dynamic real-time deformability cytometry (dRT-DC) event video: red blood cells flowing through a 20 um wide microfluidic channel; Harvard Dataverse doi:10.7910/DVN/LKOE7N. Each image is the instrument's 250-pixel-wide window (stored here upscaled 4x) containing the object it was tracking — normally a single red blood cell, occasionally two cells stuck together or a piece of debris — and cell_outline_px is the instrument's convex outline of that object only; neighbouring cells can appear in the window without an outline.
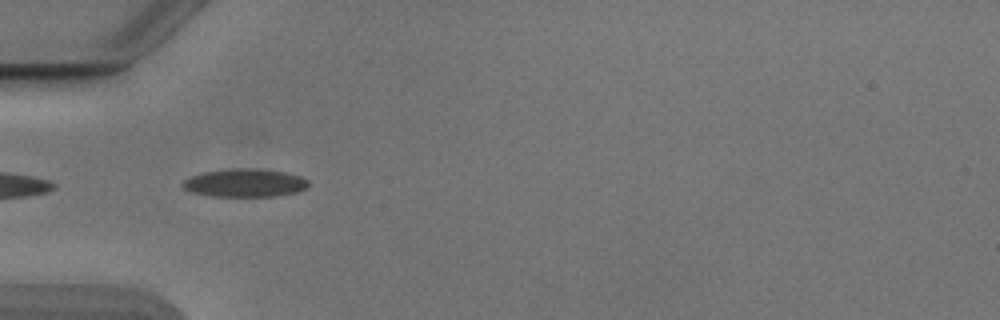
{"species": "Egyptian fruit bat (a non-hibernating species)", "species_latin": "Rousettus aegyptiacus", "temperature_condition": "cold", "stored_images_in_passage": 37, "camera_frame_rate_fps": 3000, "um_per_image_px": 0.085, "animal": {"sex": "male"}, "frame": {"image": 1, "passage_image": 2, "time_ms": 0.333, "image_size_px": [1000, 320], "cell_outline_px": [[308, 188], [296, 192], [276, 196], [212, 196], [192, 192], [184, 188], [180, 184], [184, 180], [192, 176], [204, 172], [236, 168], [256, 168], [284, 172], [300, 176], [308, 180]], "centroid_in_image_um": [20.83, 15.54], "position_along_channel_um": 64.2, "area_um2": 20.52}}
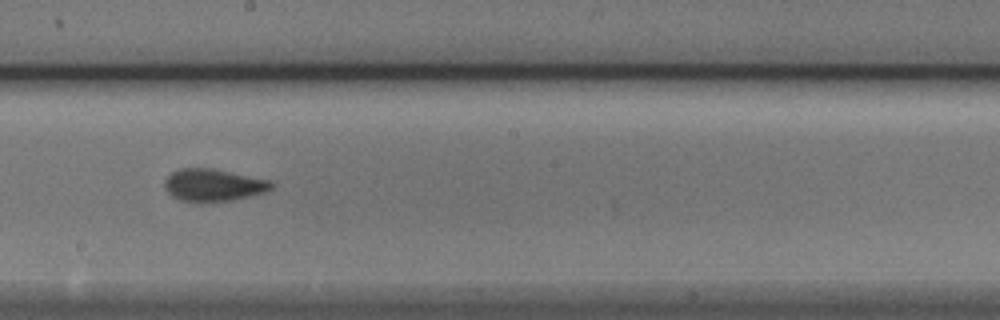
{"frame": {"image": 2, "passage_image": 15, "time_ms": 4.667, "image_size_px": [1000, 320], "cell_outline_px": [[276, 184], [268, 192], [236, 200], [180, 200], [172, 196], [164, 188], [164, 180], [172, 172], [180, 168], [212, 168], [272, 180]], "centroid_in_image_um": [18.21, 15.71], "position_along_channel_um": 230.0, "area_um2": 20.11}}
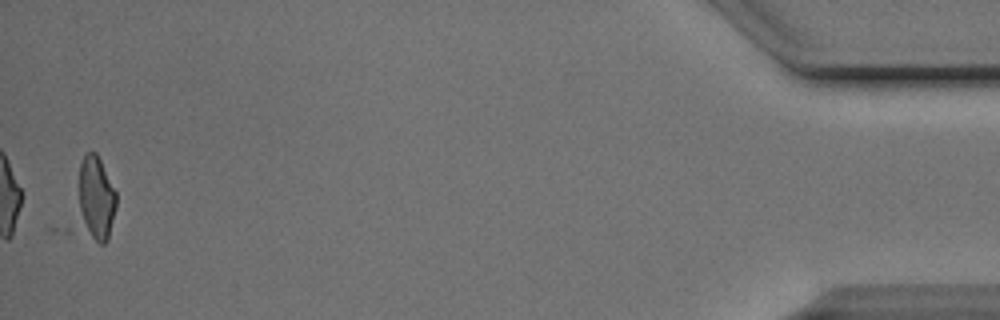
{"frame": {"image": 3, "passage_image": 37, "time_ms": 12.0, "image_size_px": [1000, 320], "cell_outline_px": [[116, 208], [108, 240], [104, 244], [100, 244], [64, 232], [80, 164], [84, 156], [88, 152], [96, 152], [116, 192]], "centroid_in_image_um": [7.82, 17.19], "position_along_channel_um": 427.4, "area_um2": 23.29}, "authors_computed_cell_mechanics": {"area_um2": 19.652, "velocity_mm_per_s": 3.8771, "shape_relaxation_time_tau1_ms": 4.9176, "shape_relaxation_time_tau2_ms": 1.0228, "deformation_change_tau1": 0.142, "deformation_change_tau2": 0.0522}}